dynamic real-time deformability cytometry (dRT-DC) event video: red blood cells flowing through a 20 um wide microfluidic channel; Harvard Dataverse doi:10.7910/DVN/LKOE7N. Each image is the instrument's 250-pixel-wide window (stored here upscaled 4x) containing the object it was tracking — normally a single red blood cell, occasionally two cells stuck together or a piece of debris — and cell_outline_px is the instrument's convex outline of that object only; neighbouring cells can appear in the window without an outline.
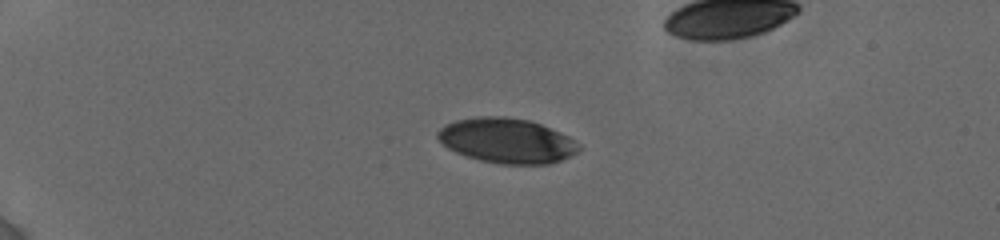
{"species": "human", "species_latin": "Homo sapiens", "temperature_condition": "cold", "stored_images_in_passage": 26, "camera_frame_rate_fps": 3000, "um_per_image_px": 0.085, "donor": {"sex": "female"}, "frame": {"image": 1, "passage_image": 7, "time_ms": 3.667, "image_size_px": [1000, 240], "cell_outline_px": [[580, 148], [576, 152], [560, 160], [548, 164], [500, 164], [480, 160], [456, 152], [448, 148], [436, 136], [436, 132], [444, 124], [456, 120], [476, 116], [504, 116], [528, 120], [540, 124], [560, 132], [568, 136], [580, 144]], "centroid_in_image_um": [43.05, 11.94], "position_along_channel_um": 41.9, "area_um2": 36.82}}
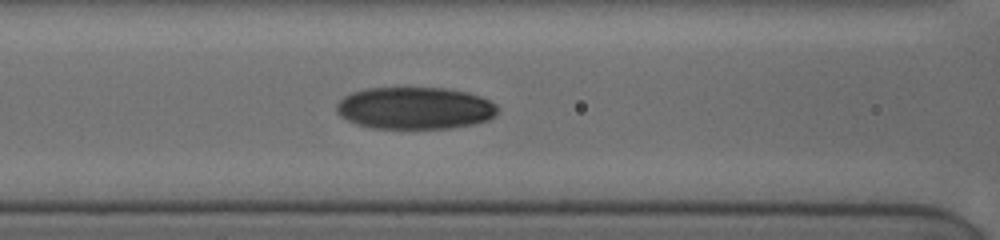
{"frame": {"image": 2, "passage_image": 18, "time_ms": 7.667, "image_size_px": [1000, 240], "cell_outline_px": [[496, 116], [488, 120], [472, 124], [448, 128], [372, 128], [356, 124], [340, 116], [336, 112], [336, 104], [344, 96], [352, 92], [368, 88], [444, 88], [468, 92], [480, 96], [496, 104]], "centroid_in_image_um": [35.24, 9.19], "position_along_channel_um": 131.4, "area_um2": 39.54}}
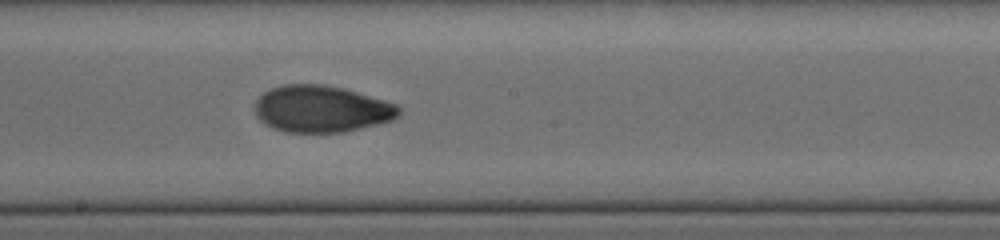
{"frame": {"image": 3, "passage_image": 24, "time_ms": 10.0, "image_size_px": [1000, 240], "cell_outline_px": [[400, 116], [392, 120], [344, 132], [284, 132], [272, 128], [264, 124], [256, 116], [256, 100], [264, 92], [272, 88], [284, 84], [324, 84], [344, 88], [384, 100], [396, 104], [400, 108]], "centroid_in_image_um": [27.32, 9.26], "position_along_channel_um": 220.9, "area_um2": 39.25}}